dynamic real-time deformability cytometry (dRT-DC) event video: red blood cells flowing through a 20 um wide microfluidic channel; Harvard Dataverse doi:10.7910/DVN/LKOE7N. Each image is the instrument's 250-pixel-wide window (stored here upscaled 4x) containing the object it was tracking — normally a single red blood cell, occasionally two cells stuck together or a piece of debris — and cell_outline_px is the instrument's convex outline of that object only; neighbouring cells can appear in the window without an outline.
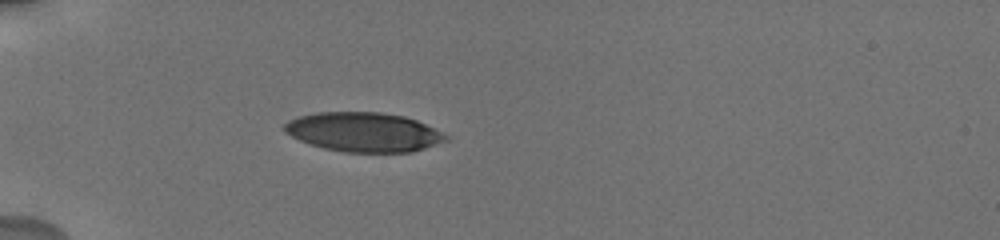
{"species": "human", "species_latin": "Homo sapiens", "temperature_condition": "cold", "stored_images_in_passage": 23, "camera_frame_rate_fps": 3000, "um_per_image_px": 0.085, "donor": {"sex": "male"}, "frame": {"image": 1, "passage_image": 1, "time_ms": 0.0, "image_size_px": [1000, 240], "cell_outline_px": [[448, 140], [412, 152], [344, 152], [324, 148], [300, 140], [284, 132], [284, 124], [288, 120], [300, 116], [316, 112], [380, 112], [404, 116], [416, 120], [448, 136]], "centroid_in_image_um": [30.89, 11.22], "position_along_channel_um": 54.1, "area_um2": 36.7}}
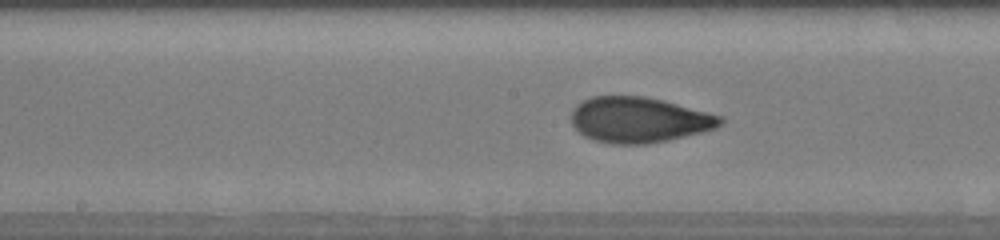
{"frame": {"image": 2, "passage_image": 12, "time_ms": 4.333, "image_size_px": [1000, 240], "cell_outline_px": [[724, 124], [716, 128], [668, 140], [648, 144], [612, 144], [596, 140], [584, 136], [572, 124], [572, 108], [576, 104], [592, 96], [644, 96], [664, 100], [724, 116]], "centroid_in_image_um": [54.34, 10.18], "position_along_channel_um": 193.9, "area_um2": 39.71}}
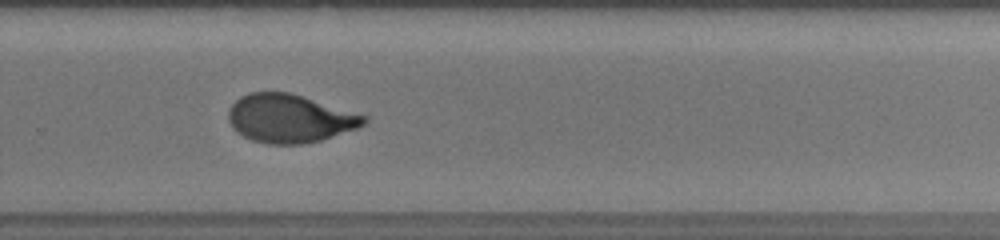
{"frame": {"image": 3, "passage_image": 21, "time_ms": 7.333, "image_size_px": [1000, 240], "cell_outline_px": [[368, 120], [364, 124], [356, 128], [320, 140], [304, 144], [268, 144], [252, 140], [236, 132], [232, 128], [228, 120], [228, 112], [232, 104], [240, 96], [248, 92], [288, 92], [368, 116]], "centroid_in_image_um": [24.58, 10.07], "position_along_channel_um": 305.2, "area_um2": 37.97}}